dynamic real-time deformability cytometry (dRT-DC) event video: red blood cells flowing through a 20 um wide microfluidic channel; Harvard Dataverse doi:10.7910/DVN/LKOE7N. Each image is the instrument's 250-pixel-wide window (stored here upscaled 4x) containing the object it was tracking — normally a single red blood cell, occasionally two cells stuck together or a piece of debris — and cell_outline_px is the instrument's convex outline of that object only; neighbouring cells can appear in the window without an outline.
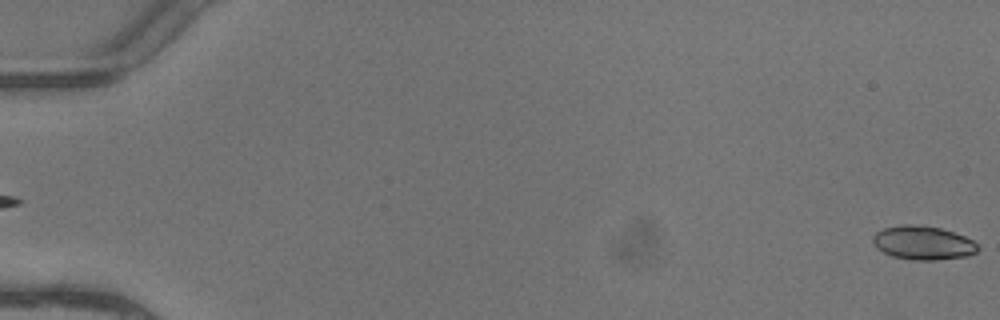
{"species": "common noctule bat (a hibernating species)", "species_latin": "Nyctalus noctula", "temperature_condition": "warm", "stored_images_in_passage": 5, "segment_of_instrument_passage": [2, 2], "camera_frame_rate_fps": 3000, "um_per_image_px": 0.085, "animal": {"sex": "female"}, "frame": {"image": 1, "passage_image": 5, "time_ms": 1.333, "image_size_px": [1000, 320], "cell_outline_px": [[980, 248], [976, 252], [968, 256], [936, 260], [916, 260], [892, 256], [876, 248], [872, 240], [872, 236], [876, 232], [884, 228], [900, 224], [924, 224], [940, 228], [964, 236], [972, 240]], "centroid_in_image_um": [78.44, 20.63], "position_along_channel_um": 6.6, "area_um2": 20.81}}